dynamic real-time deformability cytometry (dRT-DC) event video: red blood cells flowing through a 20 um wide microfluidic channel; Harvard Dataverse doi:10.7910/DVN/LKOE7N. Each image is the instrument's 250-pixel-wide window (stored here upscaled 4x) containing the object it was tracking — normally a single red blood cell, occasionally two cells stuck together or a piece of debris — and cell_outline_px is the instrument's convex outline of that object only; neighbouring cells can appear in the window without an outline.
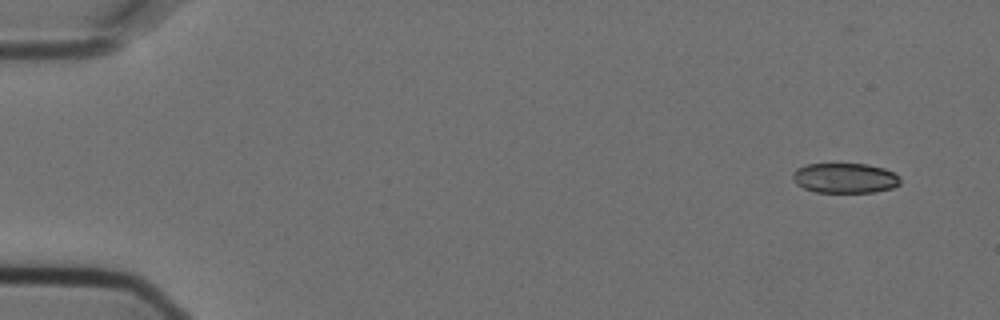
{"species": "Egyptian fruit bat (a non-hibernating species)", "species_latin": "Rousettus aegyptiacus", "temperature_condition": "cold", "stored_images_in_passage": 9, "camera_frame_rate_fps": 3000, "um_per_image_px": 0.085, "animal": {"sex": "female"}, "frame": {"image": 1, "passage_image": 1, "time_ms": 0.0, "image_size_px": [1000, 320], "cell_outline_px": [[900, 184], [892, 188], [876, 192], [816, 192], [804, 188], [796, 184], [792, 176], [792, 172], [796, 168], [808, 164], [868, 164], [884, 168], [900, 176]], "centroid_in_image_um": [71.82, 15.13], "position_along_channel_um": 13.2, "area_um2": 18.9}}
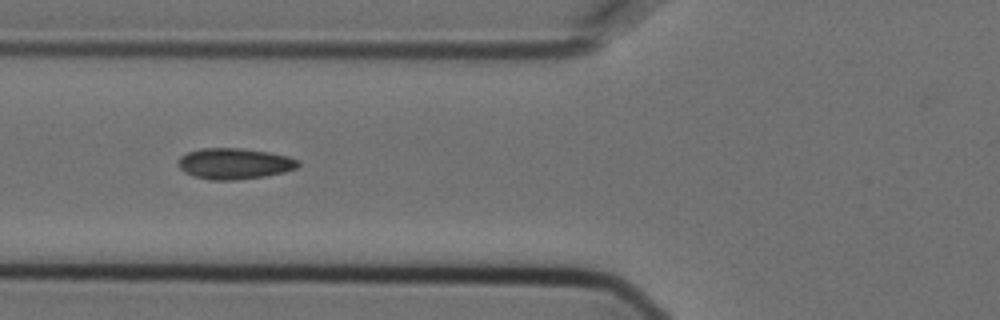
{"frame": {"image": 2, "passage_image": 6, "time_ms": 1.667, "image_size_px": [1000, 320], "cell_outline_px": [[300, 164], [296, 168], [284, 172], [264, 176], [232, 180], [208, 180], [192, 176], [184, 172], [176, 164], [176, 160], [180, 156], [188, 152], [200, 148], [240, 148], [268, 152], [288, 156], [300, 160]], "centroid_in_image_um": [19.88, 13.91], "position_along_channel_um": 105.9, "area_um2": 21.85}}
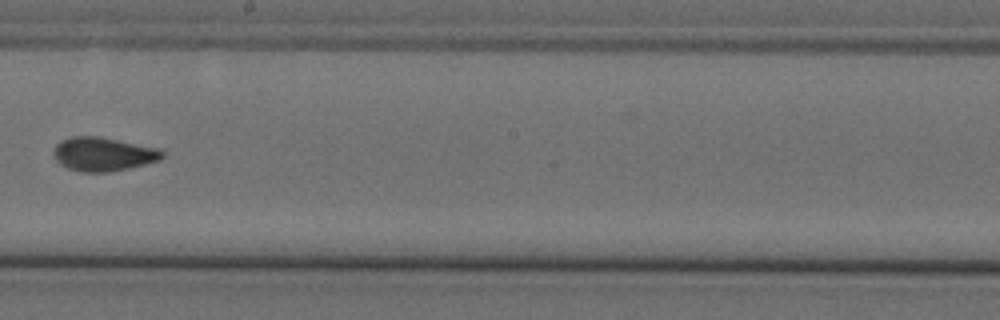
{"frame": {"image": 3, "passage_image": 9, "time_ms": 2.667, "image_size_px": [1000, 320], "cell_outline_px": [[164, 156], [160, 160], [128, 168], [108, 172], [80, 172], [68, 168], [60, 164], [52, 156], [52, 148], [56, 144], [72, 136], [96, 136], [160, 148], [164, 152]], "centroid_in_image_um": [8.75, 13.1], "position_along_channel_um": 239.5, "area_um2": 21.44}}